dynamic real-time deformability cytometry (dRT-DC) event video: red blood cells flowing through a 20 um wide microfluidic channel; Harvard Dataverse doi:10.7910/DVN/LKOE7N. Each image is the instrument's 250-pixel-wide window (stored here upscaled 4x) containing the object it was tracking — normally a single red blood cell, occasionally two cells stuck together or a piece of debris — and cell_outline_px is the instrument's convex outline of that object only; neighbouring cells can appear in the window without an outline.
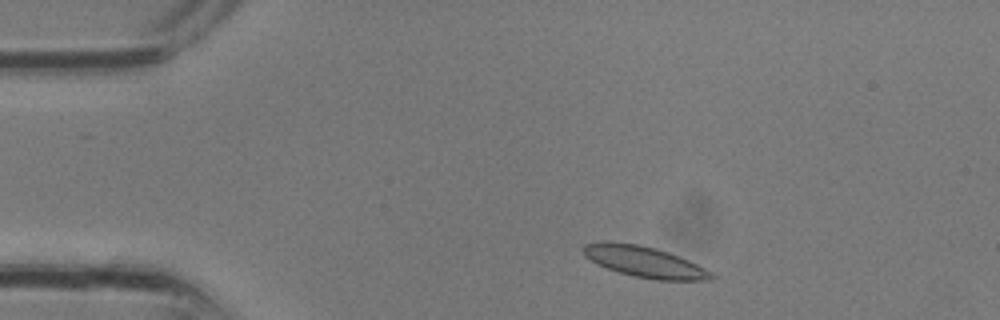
{"species": "common noctule bat (a hibernating species)", "species_latin": "Nyctalus noctula", "temperature_condition": "room temperature", "stored_images_in_passage": 28, "camera_frame_rate_fps": 3000, "um_per_image_px": 0.085, "animal": {"sex": "male", "body_mass_g": 13.3}, "frame": {"image": 1, "passage_image": 3, "time_ms": 0.667, "image_size_px": [1000, 320], "cell_outline_px": [[716, 276], [712, 280], [656, 280], [636, 276], [620, 272], [608, 268], [584, 256], [584, 244], [604, 240], [636, 244], [656, 248], [668, 252], [688, 260], [712, 272]], "centroid_in_image_um": [54.8, 22.24], "position_along_channel_um": 30.2, "area_um2": 22.83}}
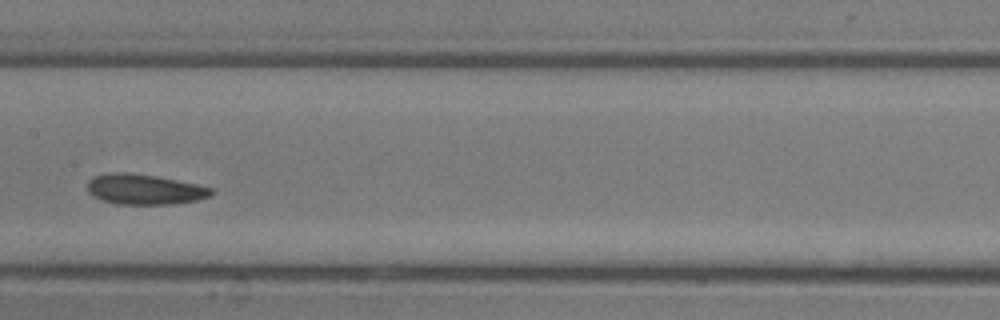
{"frame": {"image": 2, "passage_image": 13, "time_ms": 4.0, "image_size_px": [1000, 320], "cell_outline_px": [[212, 192], [208, 196], [196, 200], [176, 204], [116, 204], [100, 200], [92, 196], [88, 192], [88, 180], [92, 176], [116, 172], [128, 172], [156, 176], [196, 184], [212, 188]], "centroid_in_image_um": [12.22, 16.1], "position_along_channel_um": 195.2, "area_um2": 21.85}}
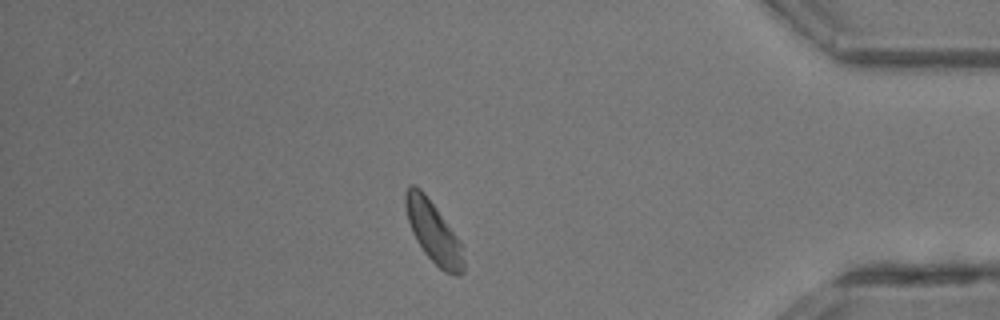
{"frame": {"image": 3, "passage_image": 24, "time_ms": 7.667, "image_size_px": [1000, 320], "cell_outline_px": [[464, 272], [460, 276], [456, 276], [444, 272], [424, 252], [416, 240], [412, 232], [408, 220], [404, 204], [404, 192], [408, 184], [412, 184], [420, 188], [424, 192], [460, 240], [464, 260]], "centroid_in_image_um": [36.83, 19.72], "position_along_channel_um": 398.4, "area_um2": 20.81}}